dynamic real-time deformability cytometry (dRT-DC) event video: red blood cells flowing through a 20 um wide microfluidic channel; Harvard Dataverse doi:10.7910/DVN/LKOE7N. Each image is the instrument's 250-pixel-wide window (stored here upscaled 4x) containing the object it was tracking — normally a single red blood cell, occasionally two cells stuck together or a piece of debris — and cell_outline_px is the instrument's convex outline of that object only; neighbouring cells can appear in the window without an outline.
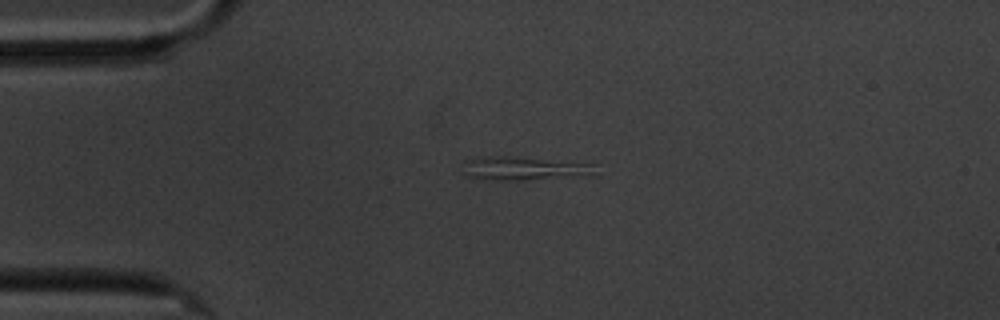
{"species": "common noctule bat (a hibernating species)", "species_latin": "Nyctalus noctula", "temperature_condition": "cold", "stored_images_in_passage": 2, "camera_frame_rate_fps": 3000, "um_per_image_px": 0.085, "animal": {"sex": "male", "body_mass_g": 20.1, "forearm_length_mm": 53.5}, "frame": {"image": 1, "passage_image": 1, "time_ms": 0.0, "image_size_px": [1000, 320], "cell_outline_px": [[596, 176], [524, 180], [484, 180], [468, 176], [464, 172], [464, 160], [500, 156], [596, 164]], "centroid_in_image_um": [44.65, 14.36], "position_along_channel_um": 40.4, "area_um2": 18.15}}